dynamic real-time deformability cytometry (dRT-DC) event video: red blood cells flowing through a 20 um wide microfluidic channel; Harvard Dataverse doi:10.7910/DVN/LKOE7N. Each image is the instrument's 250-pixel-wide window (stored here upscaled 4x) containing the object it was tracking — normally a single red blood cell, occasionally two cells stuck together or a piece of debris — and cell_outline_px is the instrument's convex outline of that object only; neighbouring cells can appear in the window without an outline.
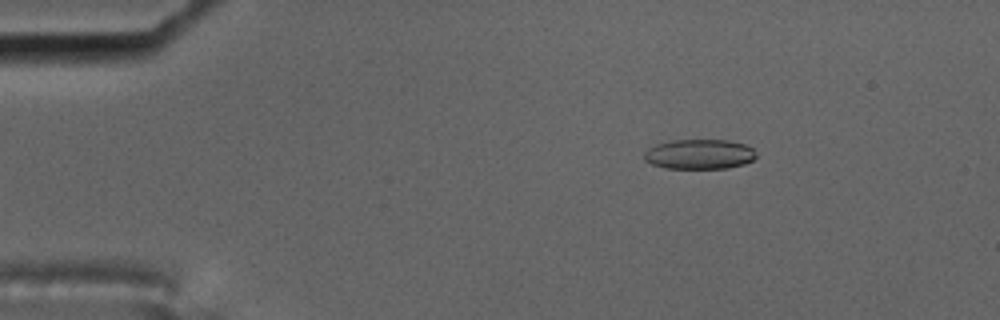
{"species": "common noctule bat (a hibernating species)", "species_latin": "Nyctalus noctula", "temperature_condition": "cold", "stored_images_in_passage": 6, "camera_frame_rate_fps": 3000, "um_per_image_px": 0.085, "animal": {"sex": "male", "body_mass_g": 17.5, "forearm_length_mm": 52.3}, "frame": {"image": 1, "passage_image": 1, "time_ms": 0.0, "image_size_px": [1000, 320], "cell_outline_px": [[756, 156], [752, 160], [744, 164], [728, 168], [664, 168], [652, 164], [644, 160], [644, 152], [648, 148], [656, 144], [672, 140], [728, 140], [744, 144], [752, 148], [756, 152]], "centroid_in_image_um": [59.43, 13.1], "position_along_channel_um": 25.6, "area_um2": 19.54}}